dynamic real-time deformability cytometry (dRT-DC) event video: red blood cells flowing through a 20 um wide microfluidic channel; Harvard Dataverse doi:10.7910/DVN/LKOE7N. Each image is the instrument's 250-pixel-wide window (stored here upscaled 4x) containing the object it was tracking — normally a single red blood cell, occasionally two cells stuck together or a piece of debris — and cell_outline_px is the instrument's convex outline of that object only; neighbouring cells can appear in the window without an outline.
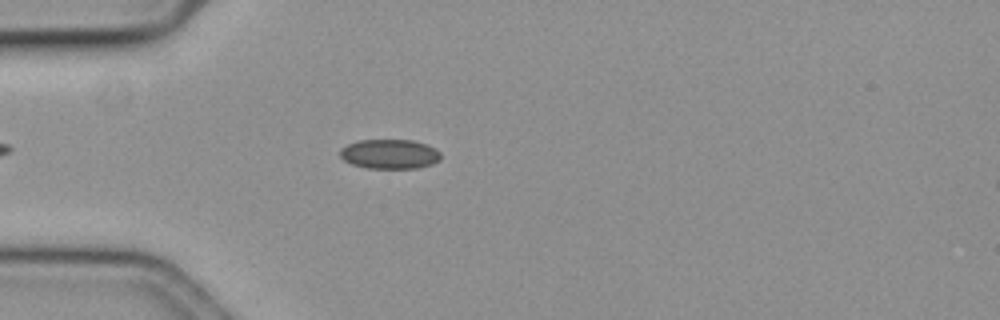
{"species": "common noctule bat (a hibernating species)", "species_latin": "Nyctalus noctula", "temperature_condition": "cold", "stored_images_in_passage": 49, "camera_frame_rate_fps": 3000, "um_per_image_px": 0.085, "animal": {"sex": "female", "body_mass_g": 19.3, "forearm_length_mm": 54.1}, "frame": {"image": 1, "passage_image": 8, "time_ms": 2.333, "image_size_px": [1000, 320], "cell_outline_px": [[440, 160], [432, 164], [416, 168], [368, 168], [352, 164], [344, 160], [340, 156], [340, 148], [348, 144], [360, 140], [412, 140], [424, 144], [440, 152]], "centroid_in_image_um": [33.1, 13.1], "position_along_channel_um": 51.9, "area_um2": 17.17}}
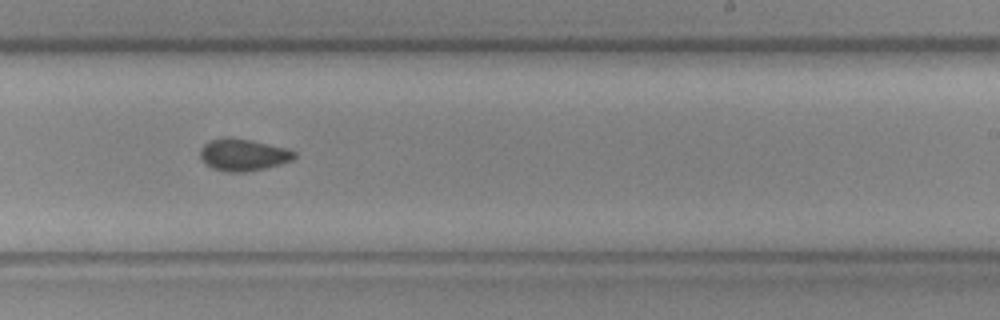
{"frame": {"image": 2, "passage_image": 27, "time_ms": 8.667, "image_size_px": [1000, 320], "cell_outline_px": [[296, 156], [292, 160], [280, 164], [264, 168], [244, 172], [228, 172], [212, 168], [200, 156], [200, 148], [204, 144], [212, 140], [224, 136], [228, 136], [288, 148], [296, 152]], "centroid_in_image_um": [20.68, 13.15], "position_along_channel_um": 268.3, "area_um2": 17.4}}
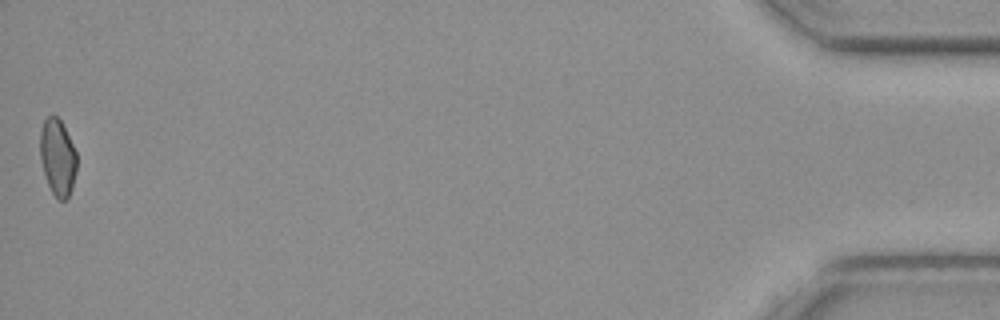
{"frame": {"image": 3, "passage_image": 49, "time_ms": 16.0, "image_size_px": [1000, 320], "cell_outline_px": [[76, 172], [72, 188], [68, 196], [64, 200], [56, 200], [48, 184], [40, 160], [40, 132], [44, 120], [52, 112], [60, 120], [76, 152]], "centroid_in_image_um": [4.88, 13.37], "position_along_channel_um": 430.3, "area_um2": 16.3}, "authors_computed_cell_mechanics": {"area_um2": 17.2244, "velocity_mm_per_s": 3.5904, "shape_relaxation_time_tau1_ms": 7.6771, "shape_relaxation_time_tau2_ms": 3.848, "deformation_change_tau1": 0.0874, "deformation_change_tau2": 0.0742}}